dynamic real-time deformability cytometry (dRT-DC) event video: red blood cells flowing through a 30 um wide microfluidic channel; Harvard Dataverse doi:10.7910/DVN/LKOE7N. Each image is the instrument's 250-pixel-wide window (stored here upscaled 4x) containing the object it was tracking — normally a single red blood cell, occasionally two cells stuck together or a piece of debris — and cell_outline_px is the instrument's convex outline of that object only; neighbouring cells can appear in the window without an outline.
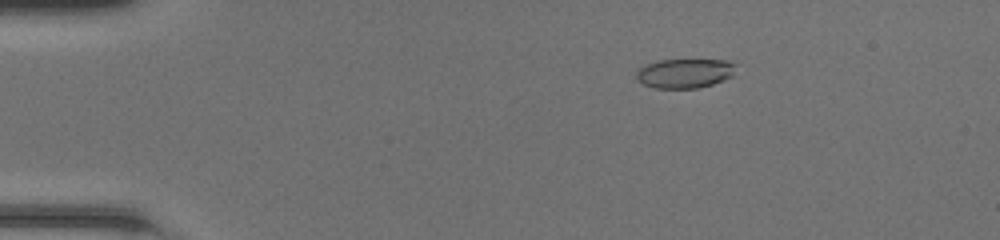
{"species": "common noctule bat (a hibernating species)", "species_latin": "Nyctalus noctula", "temperature_condition": "room temperature", "stored_images_in_passage": 49, "camera_frame_rate_fps": 3000, "um_per_image_px": 0.085, "animal": {"sex": "female", "body_mass_g": 20.0, "forearm_length_mm": 54.0}, "frame": {"image": 1, "passage_image": 9, "time_ms": 2.667, "image_size_px": [1000, 240], "cell_outline_px": [[736, 64], [732, 76], [724, 80], [712, 84], [696, 88], [656, 88], [644, 84], [636, 80], [636, 72], [644, 64], [656, 60], [728, 60]], "centroid_in_image_um": [58.18, 6.22], "position_along_channel_um": 26.8, "area_um2": 17.11}}
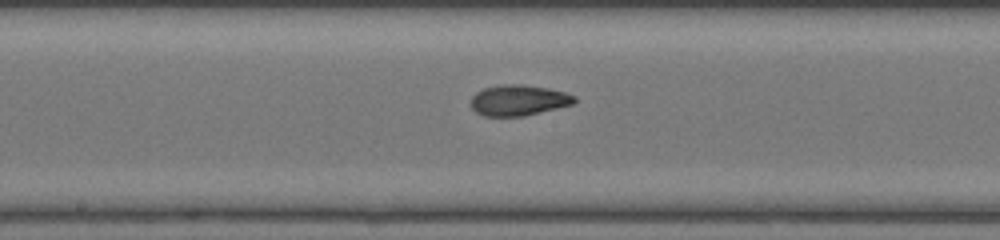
{"frame": {"image": 2, "passage_image": 27, "time_ms": 8.667, "image_size_px": [1000, 240], "cell_outline_px": [[576, 100], [572, 104], [524, 116], [484, 116], [476, 112], [472, 108], [472, 96], [476, 92], [484, 88], [504, 84], [520, 84], [548, 88], [564, 92], [576, 96]], "centroid_in_image_um": [44.07, 8.52], "position_along_channel_um": 204.1, "area_um2": 18.38}}
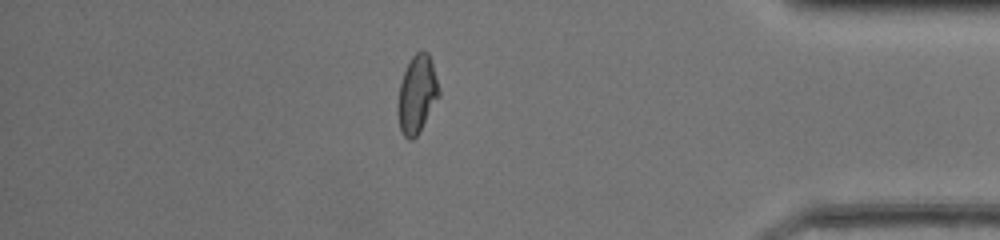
{"frame": {"image": 3, "passage_image": 43, "time_ms": 14.0, "image_size_px": [1000, 240], "cell_outline_px": [[440, 96], [416, 136], [412, 140], [408, 140], [404, 136], [400, 128], [396, 108], [400, 84], [404, 72], [412, 56], [420, 48], [428, 52], [440, 88]], "centroid_in_image_um": [35.44, 8.0], "position_along_channel_um": 399.8, "area_um2": 18.67}, "authors_computed_cell_mechanics": {"area_um2": 18.3804, "velocity_mm_per_s": 4.2833, "shape_relaxation_time_tau1_ms": null, "shape_relaxation_time_tau2_ms": 1.3396, "deformation_change_tau1": null, "deformation_change_tau2": 0.0677}}